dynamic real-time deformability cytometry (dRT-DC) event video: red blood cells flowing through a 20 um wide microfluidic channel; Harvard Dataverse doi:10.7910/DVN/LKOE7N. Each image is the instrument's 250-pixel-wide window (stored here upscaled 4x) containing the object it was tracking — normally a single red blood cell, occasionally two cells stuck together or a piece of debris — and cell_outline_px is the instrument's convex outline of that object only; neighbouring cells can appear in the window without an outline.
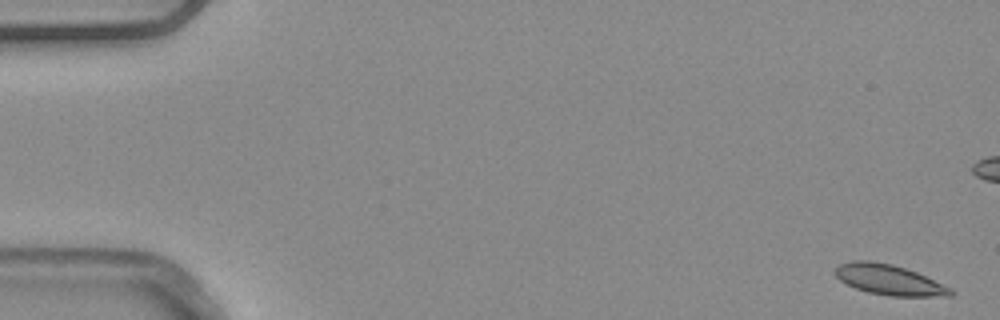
{"species": "common noctule bat (a hibernating species)", "species_latin": "Nyctalus noctula", "temperature_condition": "warm", "stored_images_in_passage": 8, "camera_frame_rate_fps": 3000, "um_per_image_px": 0.085, "animal": {"sex": "male", "body_mass_g": 20.4}, "frame": {"image": 1, "passage_image": 1, "time_ms": 0.0, "image_size_px": [1000, 320], "cell_outline_px": [[956, 292], [952, 296], [892, 296], [868, 292], [856, 288], [840, 280], [832, 272], [840, 264], [852, 260], [868, 260], [892, 264], [916, 272], [952, 288]], "centroid_in_image_um": [75.58, 23.78], "position_along_channel_um": 9.4, "area_um2": 20.35}}
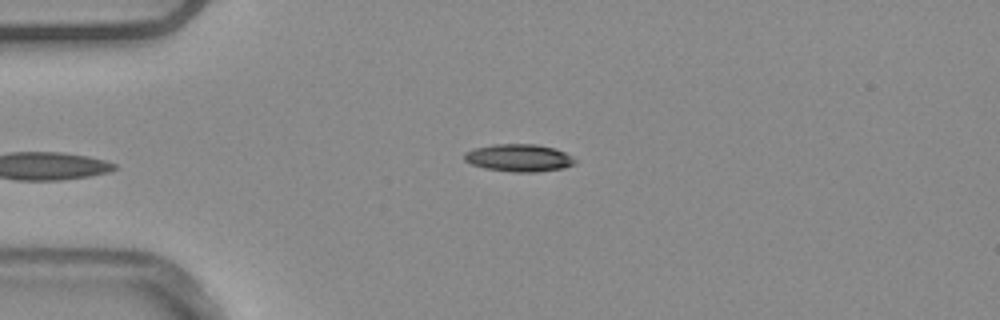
{"frame": {"image": 2, "passage_image": 5, "time_ms": 1.333, "image_size_px": [1000, 320], "cell_outline_px": [[576, 160], [572, 164], [564, 168], [536, 172], [512, 172], [484, 168], [472, 164], [464, 160], [464, 152], [472, 148], [492, 144], [536, 144], [556, 148], [572, 156]], "centroid_in_image_um": [44.08, 13.41], "position_along_channel_um": 40.9, "area_um2": 17.86}}